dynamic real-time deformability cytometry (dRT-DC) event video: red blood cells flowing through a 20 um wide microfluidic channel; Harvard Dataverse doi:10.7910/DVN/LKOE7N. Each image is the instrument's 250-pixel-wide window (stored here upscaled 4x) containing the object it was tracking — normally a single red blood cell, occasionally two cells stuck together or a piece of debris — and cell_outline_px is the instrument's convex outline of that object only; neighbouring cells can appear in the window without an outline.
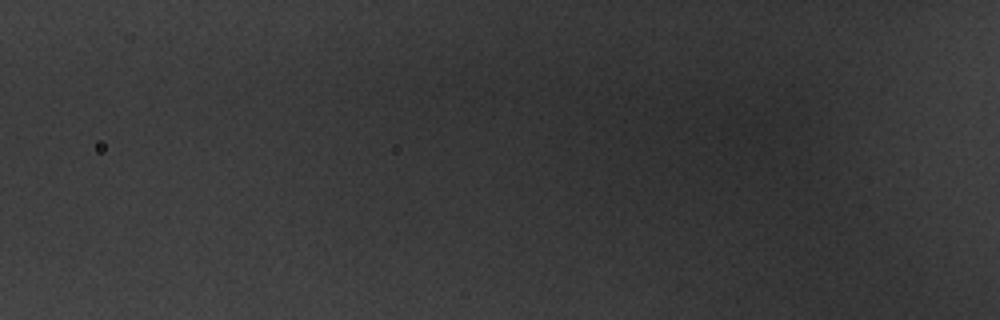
{"species": "common noctule bat (a hibernating species)", "species_latin": "Nyctalus noctula", "temperature_condition": "warm", "stored_images_in_passage": 2, "segment_of_instrument_passage": [2, 2], "camera_frame_rate_fps": 3000, "um_per_image_px": 0.085, "animal": {"sex": "male", "body_mass_g": 20.1, "forearm_length_mm": 53.5}, "frame": {"image": 1, "passage_image": 2, "time_ms": 0.333, "image_size_px": [1000, 320], "cell_outline_px": [[800, 160], [796, 176], [772, 176], [740, 152], [744, 140], [752, 128], [764, 112], [800, 112]], "centroid_in_image_um": [65.89, 12.19], "position_along_channel_um": 59.9, "area_um2": 21.79}}